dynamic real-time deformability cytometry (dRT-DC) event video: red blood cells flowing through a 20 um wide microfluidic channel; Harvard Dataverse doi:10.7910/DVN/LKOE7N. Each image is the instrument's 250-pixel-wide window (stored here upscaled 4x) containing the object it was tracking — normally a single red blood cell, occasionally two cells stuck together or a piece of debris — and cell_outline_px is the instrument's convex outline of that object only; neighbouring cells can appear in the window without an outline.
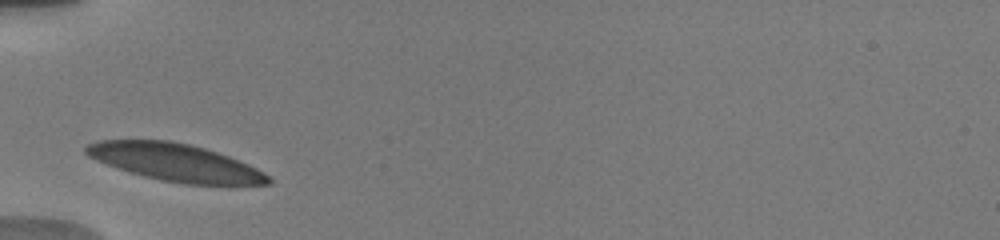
{"species": "human", "species_latin": "Homo sapiens", "temperature_condition": "warm", "stored_images_in_passage": 16, "camera_frame_rate_fps": 3000, "um_per_image_px": 0.085, "donor": {"sex": "male"}, "frame": {"image": 1, "passage_image": 1, "time_ms": 0.0, "image_size_px": [1000, 240], "cell_outline_px": [[272, 180], [268, 184], [232, 188], [228, 188], [184, 184], [144, 176], [128, 172], [116, 168], [96, 160], [88, 156], [84, 152], [84, 148], [88, 144], [100, 140], [172, 140], [192, 144], [228, 156], [248, 164], [256, 168], [268, 176]], "centroid_in_image_um": [14.99, 13.85], "position_along_channel_um": 70.0, "area_um2": 40.69}}
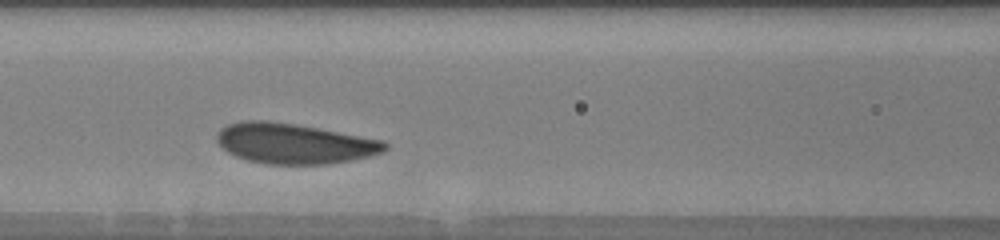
{"frame": {"image": 2, "passage_image": 8, "time_ms": 2.0, "image_size_px": [1000, 240], "cell_outline_px": [[388, 148], [384, 152], [352, 160], [328, 164], [264, 164], [248, 160], [236, 156], [228, 152], [216, 140], [216, 132], [220, 128], [228, 124], [240, 120], [268, 120], [296, 124], [320, 128], [384, 140], [388, 144]], "centroid_in_image_um": [25.01, 12.19], "position_along_channel_um": 141.6, "area_um2": 39.82}}
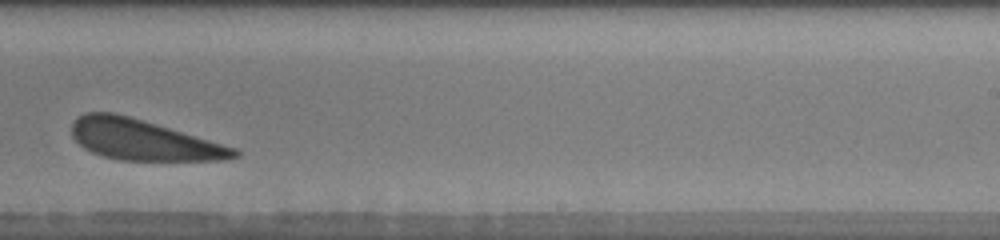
{"frame": {"image": 3, "passage_image": 15, "time_ms": 5.667, "image_size_px": [1000, 240], "cell_outline_px": [[240, 156], [228, 160], [120, 160], [104, 156], [92, 152], [84, 148], [72, 136], [72, 124], [76, 116], [84, 112], [112, 112], [144, 120], [236, 148], [240, 152]], "centroid_in_image_um": [12.17, 11.89], "position_along_channel_um": 276.8, "area_um2": 38.21}}